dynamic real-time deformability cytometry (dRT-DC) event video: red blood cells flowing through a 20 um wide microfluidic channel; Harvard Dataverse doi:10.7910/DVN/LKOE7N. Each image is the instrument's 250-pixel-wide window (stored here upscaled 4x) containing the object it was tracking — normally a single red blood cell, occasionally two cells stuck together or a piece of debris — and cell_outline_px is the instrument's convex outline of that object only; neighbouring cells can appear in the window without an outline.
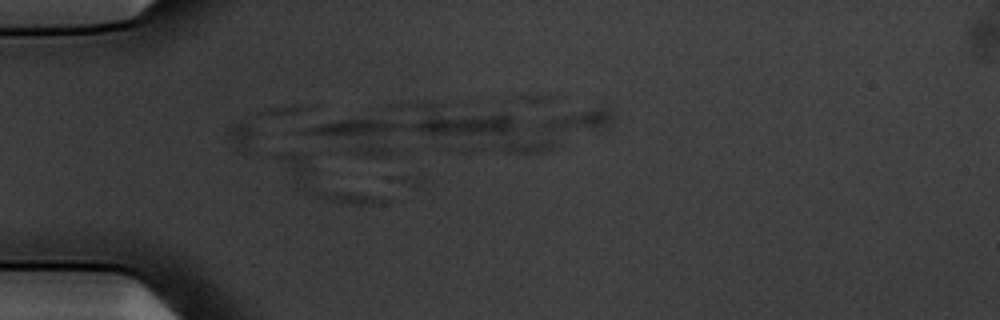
{"species": "common noctule bat (a hibernating species)", "species_latin": "Nyctalus noctula", "temperature_condition": "warm", "stored_images_in_passage": 6, "camera_frame_rate_fps": 3000, "um_per_image_px": 0.085, "animal": {"sex": "male", "body_mass_g": 20.1, "forearm_length_mm": 53.5}, "frame": {"image": 1, "passage_image": 1, "time_ms": 0.0, "image_size_px": [1000, 320], "cell_outline_px": [[384, 200], [368, 204], [352, 204], [332, 200], [316, 196], [304, 192], [300, 188], [276, 156], [276, 152], [304, 152]], "centroid_in_image_um": [27.53, 15.29], "position_along_channel_um": 57.5, "area_um2": 18.67}}
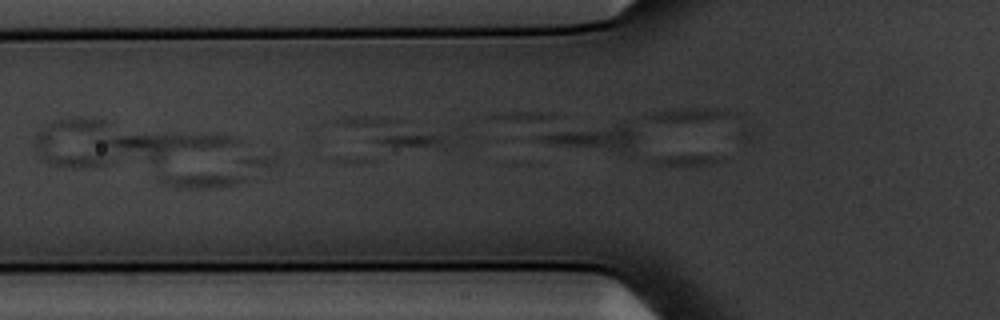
{"frame": {"image": 2, "passage_image": 6, "time_ms": 1.667, "image_size_px": [1000, 320], "cell_outline_px": [[440, 144], [388, 144], [372, 140], [336, 120], [348, 116], [364, 116], [388, 120], [440, 136]], "centroid_in_image_um": [33.05, 11.15], "position_along_channel_um": 92.8, "area_um2": 12.14}}